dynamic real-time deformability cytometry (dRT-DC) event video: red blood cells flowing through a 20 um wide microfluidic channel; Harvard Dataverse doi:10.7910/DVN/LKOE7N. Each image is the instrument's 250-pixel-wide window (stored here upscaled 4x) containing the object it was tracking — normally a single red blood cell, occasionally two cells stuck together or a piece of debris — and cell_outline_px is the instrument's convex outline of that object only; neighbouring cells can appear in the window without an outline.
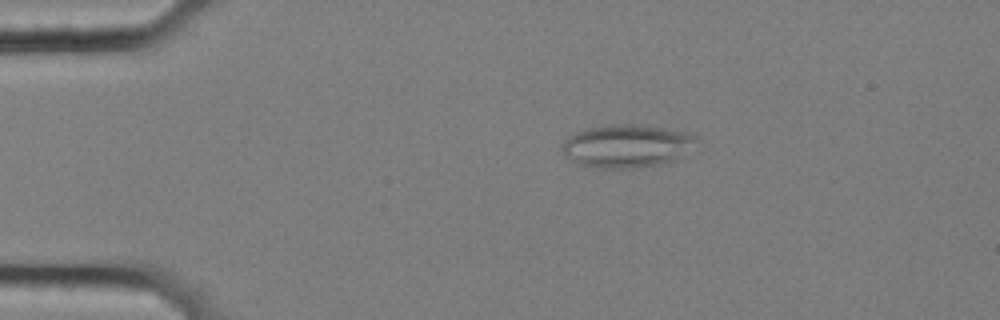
{"species": "common noctule bat (a hibernating species)", "species_latin": "Nyctalus noctula", "temperature_condition": "cold", "stored_images_in_passage": 49, "segment_of_instrument_passage": [1, 2], "camera_frame_rate_fps": 3000, "um_per_image_px": 0.085, "animal": {"sex": "female", "body_mass_g": 25.1}, "frame": {"image": 1, "passage_image": 3, "time_ms": 0.667, "image_size_px": [1000, 320], "cell_outline_px": [[700, 140], [684, 156], [660, 164], [632, 168], [596, 168], [580, 164], [564, 156], [560, 148], [560, 144], [568, 136], [576, 132], [588, 128], [608, 124], [632, 124], [664, 128], [684, 132], [696, 136]], "centroid_in_image_um": [53.25, 12.41], "position_along_channel_um": 31.7, "area_um2": 33.87}}